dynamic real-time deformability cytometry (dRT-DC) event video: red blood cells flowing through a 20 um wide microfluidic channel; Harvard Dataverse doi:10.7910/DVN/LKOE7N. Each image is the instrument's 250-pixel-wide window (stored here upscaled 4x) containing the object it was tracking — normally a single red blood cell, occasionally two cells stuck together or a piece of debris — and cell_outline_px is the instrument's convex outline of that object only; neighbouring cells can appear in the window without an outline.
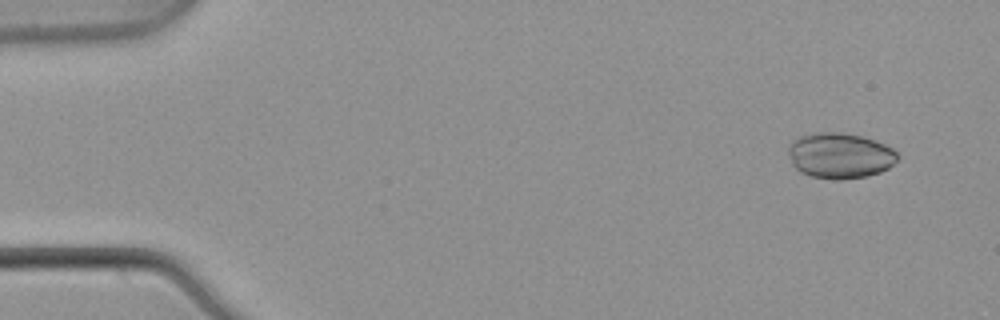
{"species": "common noctule bat (a hibernating species)", "species_latin": "Nyctalus noctula", "temperature_condition": "warm", "stored_images_in_passage": 52, "camera_frame_rate_fps": 3000, "um_per_image_px": 0.085, "animal": {"sex": "male", "body_mass_g": 21.5, "forearm_length_mm": 52.0}, "frame": {"image": 1, "passage_image": 3, "time_ms": 0.667, "image_size_px": [1000, 320], "cell_outline_px": [[900, 156], [888, 168], [880, 172], [868, 176], [840, 180], [832, 180], [812, 176], [800, 172], [792, 164], [788, 152], [788, 144], [796, 136], [812, 132], [840, 132], [864, 136], [876, 140], [892, 148]], "centroid_in_image_um": [71.37, 13.21], "position_along_channel_um": 13.6, "area_um2": 29.54}}
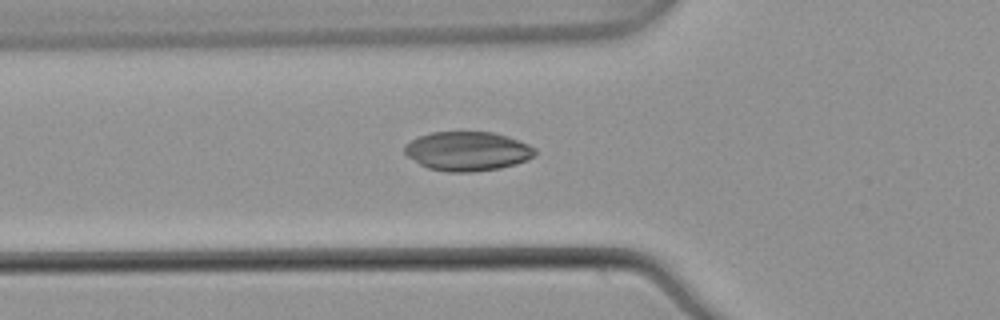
{"frame": {"image": 2, "passage_image": 18, "time_ms": 5.667, "image_size_px": [1000, 320], "cell_outline_px": [[536, 156], [528, 160], [516, 164], [500, 168], [472, 172], [448, 172], [428, 168], [420, 164], [408, 156], [404, 152], [404, 144], [420, 136], [432, 132], [492, 132], [508, 136], [528, 144], [536, 148]], "centroid_in_image_um": [39.77, 12.85], "position_along_channel_um": 86.0, "area_um2": 29.88}}
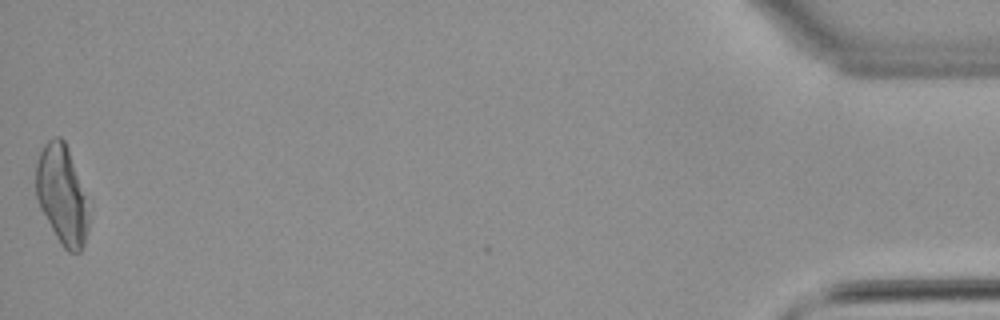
{"frame": {"image": 3, "passage_image": 52, "time_ms": 17.0, "image_size_px": [1000, 320], "cell_outline_px": [[88, 232], [84, 244], [80, 252], [68, 252], [60, 244], [40, 208], [36, 196], [36, 164], [40, 152], [44, 144], [48, 140], [56, 136], [60, 136], [64, 140], [68, 148], [84, 196], [88, 216]], "centroid_in_image_um": [5.23, 16.58], "position_along_channel_um": 430.0, "area_um2": 29.88}, "authors_computed_cell_mechanics": {"area_um2": 28.8133, "velocity_mm_per_s": 3.8896, "shape_relaxation_time_tau1_ms": null, "shape_relaxation_time_tau2_ms": 6.4726, "deformation_change_tau1": null, "deformation_change_tau2": 0.0698}}